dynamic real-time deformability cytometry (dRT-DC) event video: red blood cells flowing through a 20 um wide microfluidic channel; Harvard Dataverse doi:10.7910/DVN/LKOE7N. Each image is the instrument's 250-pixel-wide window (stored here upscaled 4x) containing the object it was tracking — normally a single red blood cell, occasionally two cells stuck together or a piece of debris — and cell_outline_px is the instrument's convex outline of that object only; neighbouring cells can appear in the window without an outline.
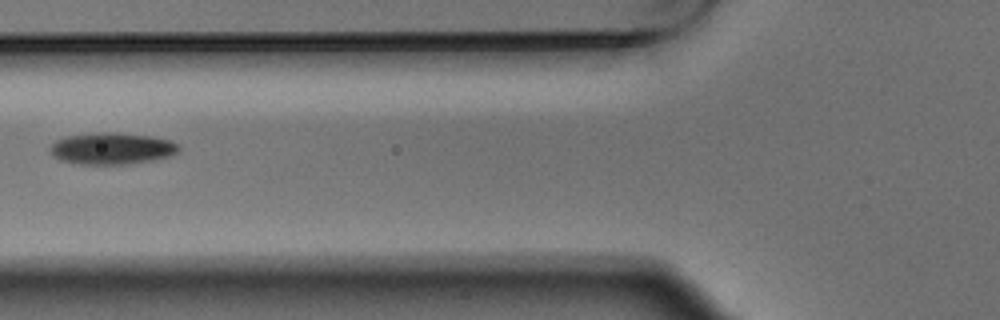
{"species": "Egyptian fruit bat (a non-hibernating species)", "species_latin": "Rousettus aegyptiacus", "temperature_condition": "warm", "stored_images_in_passage": 6, "camera_frame_rate_fps": 3000, "um_per_image_px": 0.085, "animal": {"sex": "male"}, "frame": {"image": 1, "passage_image": 6, "time_ms": 1.667, "image_size_px": [1000, 320], "cell_outline_px": [[180, 148], [172, 156], [124, 164], [80, 164], [60, 160], [52, 156], [52, 144], [56, 140], [68, 136], [108, 132], [116, 132], [152, 136], [168, 140], [180, 144]], "centroid_in_image_um": [9.53, 12.62], "position_along_channel_um": 116.3, "area_um2": 23.41}}